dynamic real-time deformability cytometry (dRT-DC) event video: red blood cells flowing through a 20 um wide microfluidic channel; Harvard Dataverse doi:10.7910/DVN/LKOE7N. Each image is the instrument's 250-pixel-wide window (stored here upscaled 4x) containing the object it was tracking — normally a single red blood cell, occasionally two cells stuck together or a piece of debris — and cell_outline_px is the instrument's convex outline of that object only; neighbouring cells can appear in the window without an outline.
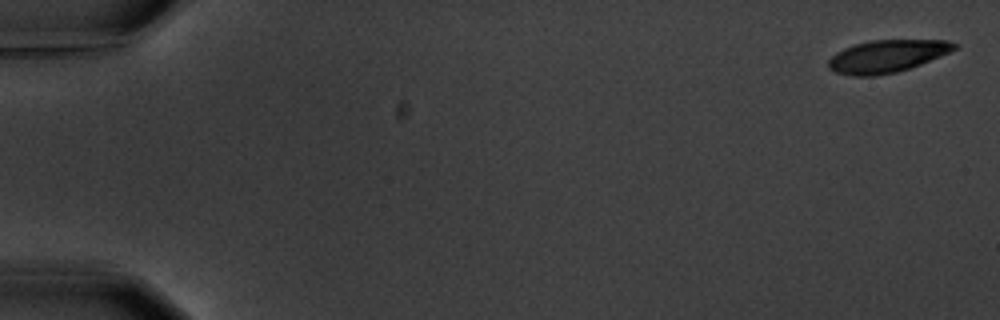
{"species": "common noctule bat (a hibernating species)", "species_latin": "Nyctalus noctula", "temperature_condition": "warm", "stored_images_in_passage": 7, "camera_frame_rate_fps": 3000, "um_per_image_px": 0.085, "animal": {"sex": "male", "body_mass_g": 20.1, "forearm_length_mm": 53.5}, "frame": {"image": 1, "passage_image": 1, "time_ms": 0.0, "image_size_px": [1000, 320], "cell_outline_px": [[956, 48], [940, 56], [920, 64], [896, 72], [876, 76], [852, 76], [836, 72], [828, 68], [828, 60], [836, 52], [844, 48], [868, 40], [948, 40], [956, 44]], "centroid_in_image_um": [75.35, 4.78], "position_along_channel_um": 9.7, "area_um2": 23.64}}
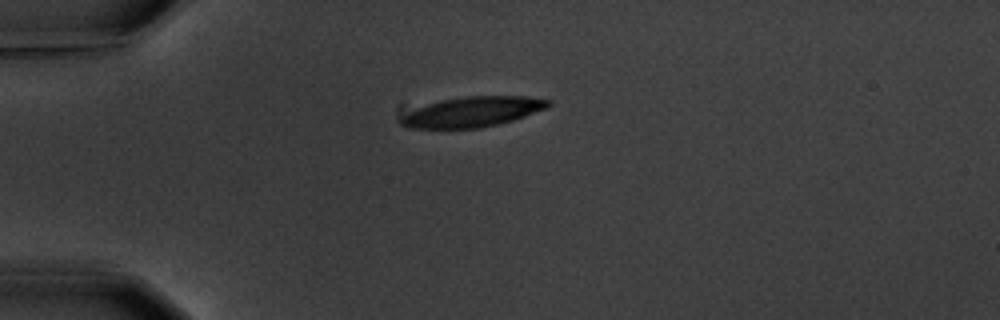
{"frame": {"image": 2, "passage_image": 5, "time_ms": 4.667, "image_size_px": [1000, 320], "cell_outline_px": [[552, 104], [544, 108], [524, 116], [500, 124], [480, 128], [404, 128], [400, 124], [400, 120], [404, 116], [416, 108], [440, 100], [468, 96], [528, 96], [552, 100]], "centroid_in_image_um": [40.18, 9.51], "position_along_channel_um": 44.8, "area_um2": 25.66}}
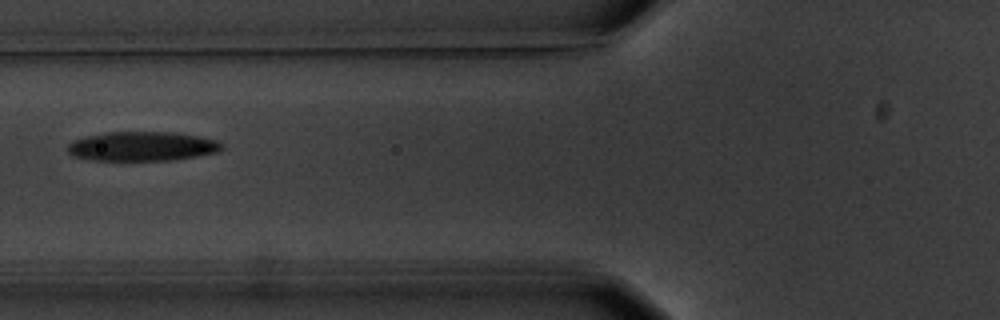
{"frame": {"image": 3, "passage_image": 7, "time_ms": 7.333, "image_size_px": [1000, 320], "cell_outline_px": [[224, 148], [216, 152], [196, 156], [172, 160], [88, 160], [72, 156], [68, 152], [68, 144], [72, 140], [84, 136], [108, 132], [172, 132], [196, 136], [216, 140], [224, 144]], "centroid_in_image_um": [12.04, 12.44], "position_along_channel_um": 113.8, "area_um2": 26.41}}